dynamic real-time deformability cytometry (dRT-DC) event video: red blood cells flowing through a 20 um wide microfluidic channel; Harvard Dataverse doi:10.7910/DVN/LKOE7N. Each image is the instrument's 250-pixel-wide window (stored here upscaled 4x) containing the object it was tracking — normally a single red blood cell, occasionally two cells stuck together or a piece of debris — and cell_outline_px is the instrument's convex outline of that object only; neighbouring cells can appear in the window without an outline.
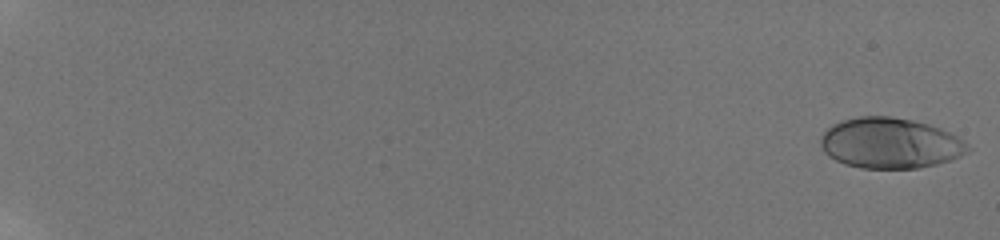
{"species": "human", "species_latin": "Homo sapiens", "temperature_condition": "room temperature", "stored_images_in_passage": 27, "camera_frame_rate_fps": 3000, "um_per_image_px": 0.085, "donor": {"sex": "male"}, "frame": {"image": 1, "passage_image": 1, "time_ms": 0.0, "image_size_px": [1000, 240], "cell_outline_px": [[972, 148], [968, 152], [952, 160], [920, 168], [860, 168], [844, 164], [828, 156], [824, 152], [820, 144], [820, 136], [832, 124], [840, 120], [860, 116], [892, 116], [912, 120], [928, 124], [940, 128], [964, 140]], "centroid_in_image_um": [75.66, 12.17], "position_along_channel_um": 9.3, "area_um2": 43.7}}
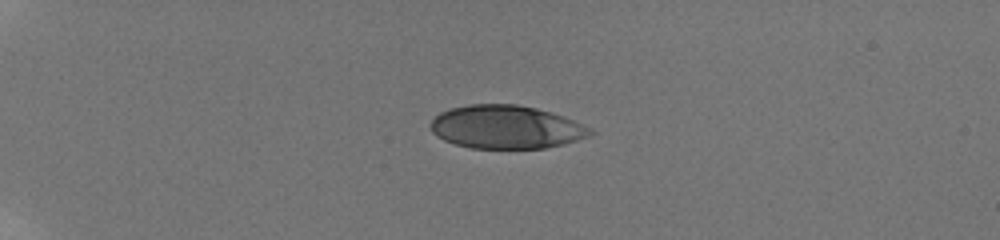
{"frame": {"image": 2, "passage_image": 17, "time_ms": 5.333, "image_size_px": [1000, 240], "cell_outline_px": [[596, 132], [588, 136], [564, 144], [544, 148], [472, 148], [456, 144], [444, 140], [436, 136], [432, 132], [428, 124], [440, 112], [448, 108], [468, 104], [516, 104], [536, 108], [552, 112], [564, 116], [592, 128]], "centroid_in_image_um": [43.01, 10.79], "position_along_channel_um": 42.0, "area_um2": 40.52}}
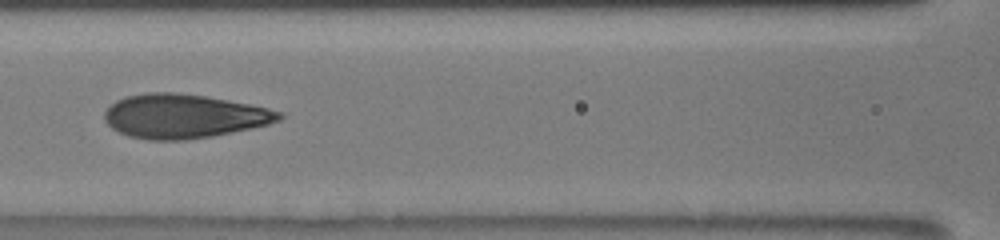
{"frame": {"image": 3, "passage_image": 26, "time_ms": 10.0, "image_size_px": [1000, 240], "cell_outline_px": [[284, 116], [280, 120], [268, 124], [232, 132], [212, 136], [184, 140], [148, 140], [128, 136], [112, 128], [104, 120], [104, 112], [116, 100], [124, 96], [148, 92], [176, 92], [204, 96], [228, 100], [268, 108], [284, 112]], "centroid_in_image_um": [15.61, 9.87], "position_along_channel_um": 151.0, "area_um2": 44.8}}